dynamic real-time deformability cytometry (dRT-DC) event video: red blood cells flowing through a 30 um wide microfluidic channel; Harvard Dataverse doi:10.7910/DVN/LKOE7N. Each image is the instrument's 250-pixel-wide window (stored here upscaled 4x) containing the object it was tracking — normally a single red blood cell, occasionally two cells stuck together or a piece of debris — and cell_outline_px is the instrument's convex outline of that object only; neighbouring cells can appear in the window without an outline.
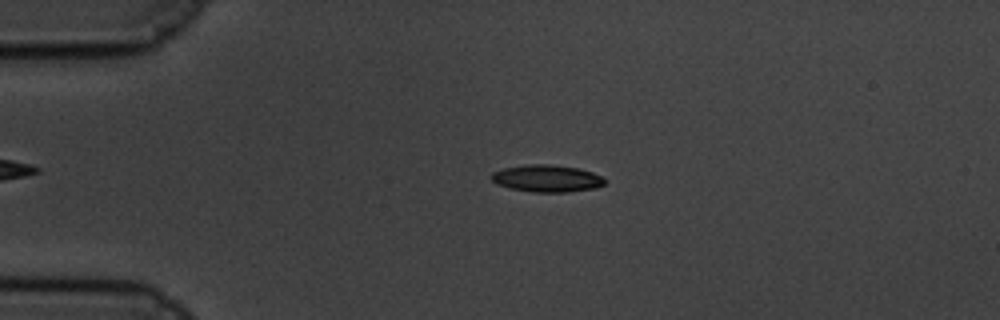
{"species": "common noctule bat (a hibernating species)", "species_latin": "Nyctalus noctula", "temperature_condition": "cold", "stored_images_in_passage": 60, "camera_frame_rate_fps": 3000, "um_per_image_px": 0.085, "animal": {"sex": "male", "body_mass_g": 19.5, "forearm_length_mm": 54.6}, "frame": {"image": 1, "passage_image": 14, "time_ms": 4.333, "image_size_px": [1000, 320], "cell_outline_px": [[604, 184], [596, 188], [568, 192], [532, 192], [512, 188], [496, 184], [492, 180], [492, 172], [504, 168], [524, 164], [552, 164], [580, 168], [604, 176]], "centroid_in_image_um": [46.51, 15.15], "position_along_channel_um": 38.5, "area_um2": 18.03}}
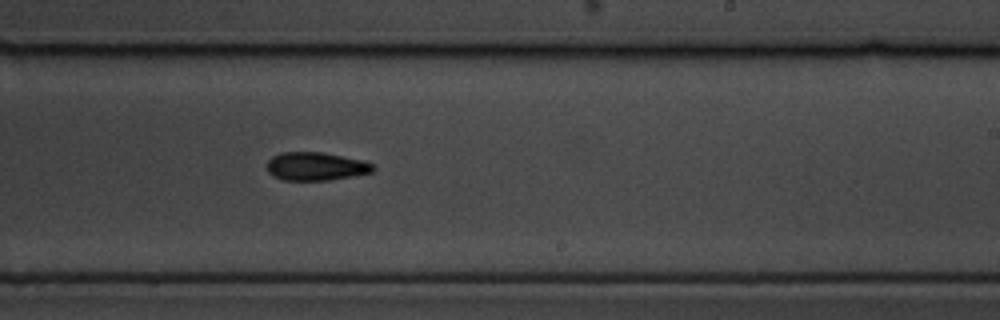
{"frame": {"image": 2, "passage_image": 37, "time_ms": 12.0, "image_size_px": [1000, 320], "cell_outline_px": [[376, 168], [372, 172], [328, 180], [284, 180], [272, 176], [268, 172], [268, 160], [272, 156], [280, 152], [320, 152], [364, 160], [372, 164]], "centroid_in_image_um": [26.83, 14.13], "position_along_channel_um": 262.2, "area_um2": 17.4}}
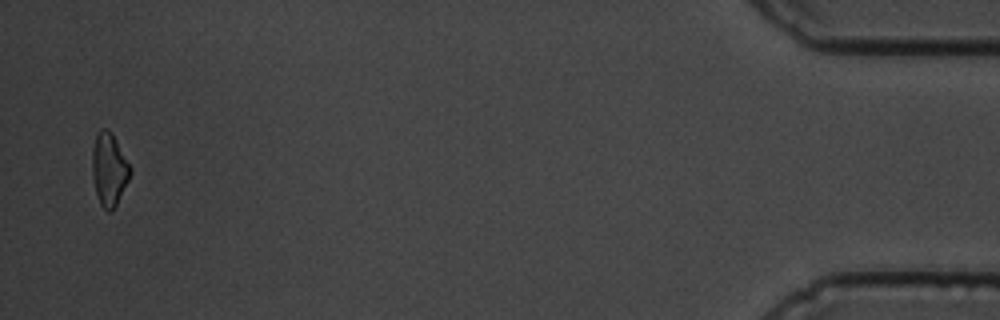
{"frame": {"image": 3, "passage_image": 59, "time_ms": 19.333, "image_size_px": [1000, 320], "cell_outline_px": [[132, 172], [112, 212], [108, 212], [100, 204], [96, 192], [92, 176], [92, 148], [96, 132], [100, 128], [108, 128], [112, 132], [132, 168]], "centroid_in_image_um": [9.26, 14.34], "position_along_channel_um": 425.9, "area_um2": 16.3}, "authors_computed_cell_mechanics": {"area_um2": 17.0221, "velocity_mm_per_s": 3.362, "shape_relaxation_time_tau1_ms": 3.5963, "shape_relaxation_time_tau2_ms": null, "deformation_change_tau1": 0.117, "deformation_change_tau2": null}}